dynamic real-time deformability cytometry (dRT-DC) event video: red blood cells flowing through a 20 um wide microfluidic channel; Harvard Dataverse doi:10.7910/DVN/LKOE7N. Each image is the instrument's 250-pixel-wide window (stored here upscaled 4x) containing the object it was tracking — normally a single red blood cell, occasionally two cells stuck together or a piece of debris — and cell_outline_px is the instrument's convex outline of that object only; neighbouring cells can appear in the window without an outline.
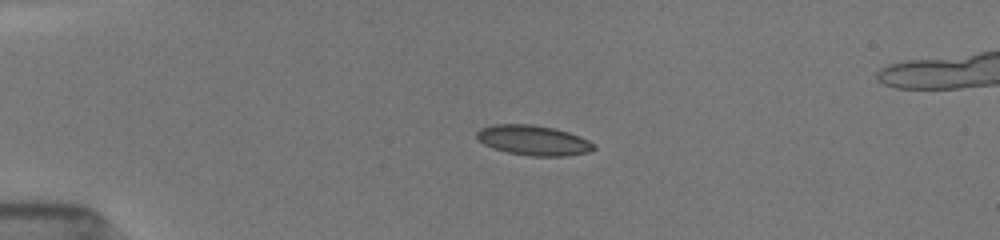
{"species": "common noctule bat (a hibernating species)", "species_latin": "Nyctalus noctula", "temperature_condition": "room temperature", "stored_images_in_passage": 12, "camera_frame_rate_fps": 3000, "um_per_image_px": 0.085, "animal": {"sex": "female", "body_mass_g": 19.5, "forearm_length_mm": 54.1}, "frame": {"image": 1, "passage_image": 1, "time_ms": 0.0, "image_size_px": [1000, 240], "cell_outline_px": [[596, 148], [588, 152], [568, 156], [532, 156], [508, 152], [492, 148], [476, 140], [476, 132], [480, 128], [496, 124], [532, 124], [552, 128], [568, 132], [588, 140], [596, 144]], "centroid_in_image_um": [45.32, 11.93], "position_along_channel_um": 39.7, "area_um2": 20.52}}
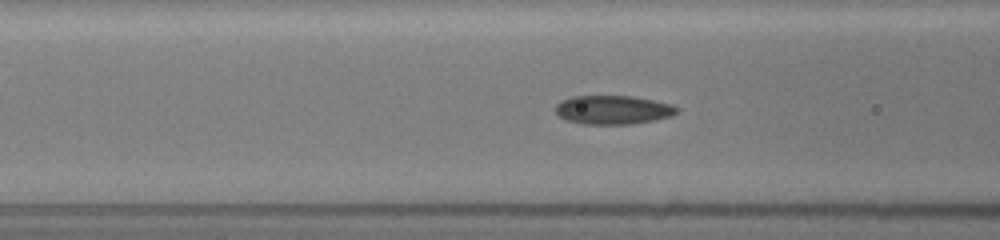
{"frame": {"image": 2, "passage_image": 8, "time_ms": 3.0, "image_size_px": [1000, 240], "cell_outline_px": [[676, 112], [672, 116], [632, 124], [580, 124], [564, 120], [556, 112], [556, 104], [560, 100], [572, 96], [632, 96], [672, 104], [676, 108]], "centroid_in_image_um": [52.04, 9.34], "position_along_channel_um": 114.6, "area_um2": 20.35}}
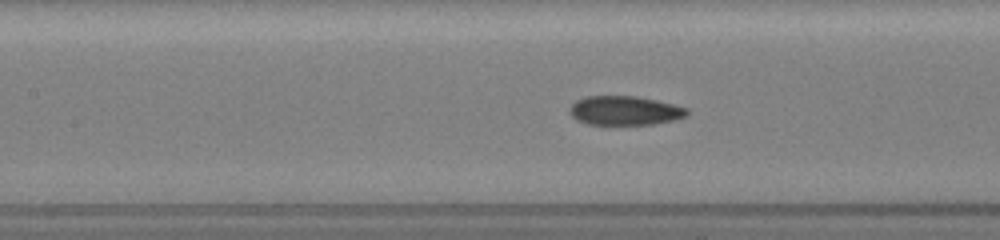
{"frame": {"image": 3, "passage_image": 10, "time_ms": 4.0, "image_size_px": [1000, 240], "cell_outline_px": [[688, 116], [676, 120], [652, 124], [588, 124], [576, 120], [568, 112], [568, 108], [576, 100], [584, 96], [636, 96], [656, 100], [688, 108]], "centroid_in_image_um": [53.09, 9.4], "position_along_channel_um": 154.3, "area_um2": 20.06}}